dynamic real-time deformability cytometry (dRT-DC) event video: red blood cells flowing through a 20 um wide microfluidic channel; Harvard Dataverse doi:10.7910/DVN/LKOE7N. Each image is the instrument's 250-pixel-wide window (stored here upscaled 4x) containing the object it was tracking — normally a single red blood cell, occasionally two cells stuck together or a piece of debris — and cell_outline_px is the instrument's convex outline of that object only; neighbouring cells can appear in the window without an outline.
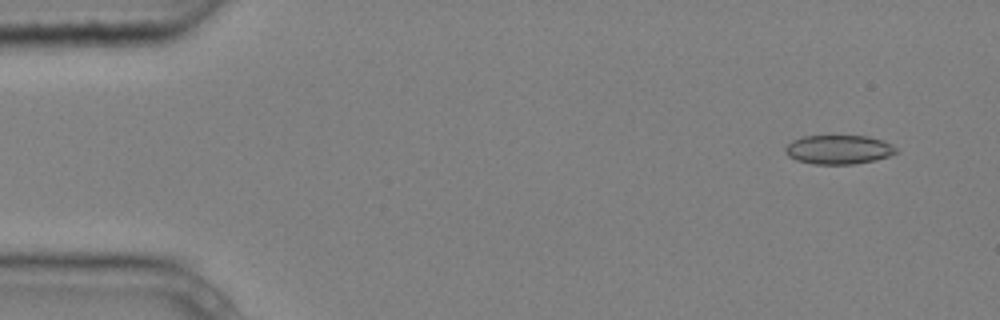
{"species": "common noctule bat (a hibernating species)", "species_latin": "Nyctalus noctula", "temperature_condition": "cold", "stored_images_in_passage": 4, "camera_frame_rate_fps": 3000, "um_per_image_px": 0.085, "animal": {"sex": "male", "body_mass_g": 20.4}, "frame": {"image": 1, "passage_image": 1, "time_ms": 0.0, "image_size_px": [1000, 320], "cell_outline_px": [[900, 152], [876, 160], [852, 164], [812, 164], [796, 160], [788, 156], [784, 152], [784, 148], [792, 140], [804, 136], [868, 136], [884, 140], [892, 144]], "centroid_in_image_um": [71.29, 12.71], "position_along_channel_um": 13.7, "area_um2": 18.96}}
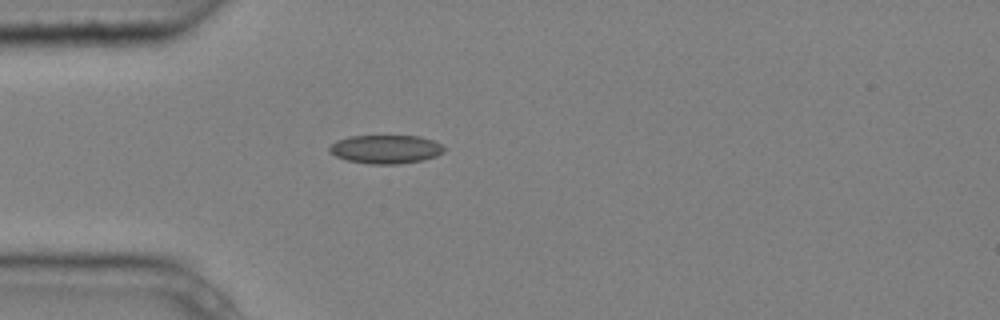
{"frame": {"image": 2, "passage_image": 4, "time_ms": 1.0, "image_size_px": [1000, 320], "cell_outline_px": [[444, 152], [436, 156], [424, 160], [400, 164], [372, 164], [348, 160], [336, 156], [328, 152], [328, 148], [336, 140], [348, 136], [420, 136], [432, 140], [440, 144], [444, 148]], "centroid_in_image_um": [32.78, 12.68], "position_along_channel_um": 52.2, "area_um2": 19.13}}